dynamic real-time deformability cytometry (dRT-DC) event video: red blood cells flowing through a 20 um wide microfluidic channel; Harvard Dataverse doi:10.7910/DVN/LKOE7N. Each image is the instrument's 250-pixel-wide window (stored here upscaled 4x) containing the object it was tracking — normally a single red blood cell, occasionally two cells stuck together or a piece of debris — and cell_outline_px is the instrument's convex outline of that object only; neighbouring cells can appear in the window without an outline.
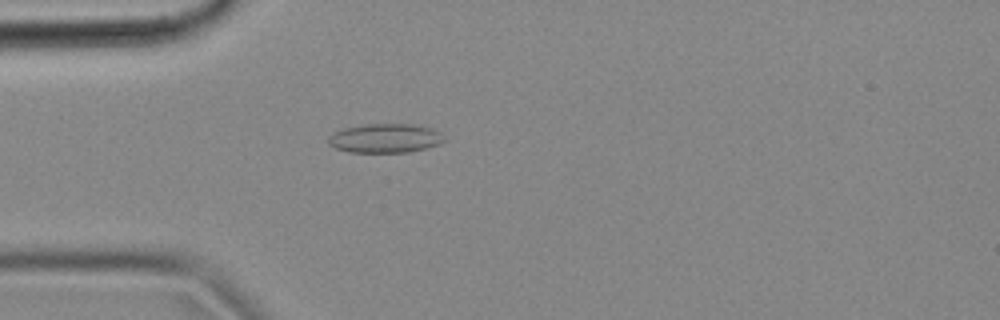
{"species": "common noctule bat (a hibernating species)", "species_latin": "Nyctalus noctula", "temperature_condition": "cold", "stored_images_in_passage": 53, "camera_frame_rate_fps": 3000, "um_per_image_px": 0.085, "animal": {"sex": "female", "body_mass_g": 18.4}, "frame": {"image": 1, "passage_image": 14, "time_ms": 4.333, "image_size_px": [1000, 320], "cell_outline_px": [[448, 140], [440, 144], [408, 152], [348, 152], [336, 148], [328, 144], [328, 136], [344, 128], [368, 124], [420, 124], [440, 132]], "centroid_in_image_um": [32.78, 11.75], "position_along_channel_um": 52.2, "area_um2": 19.71}}
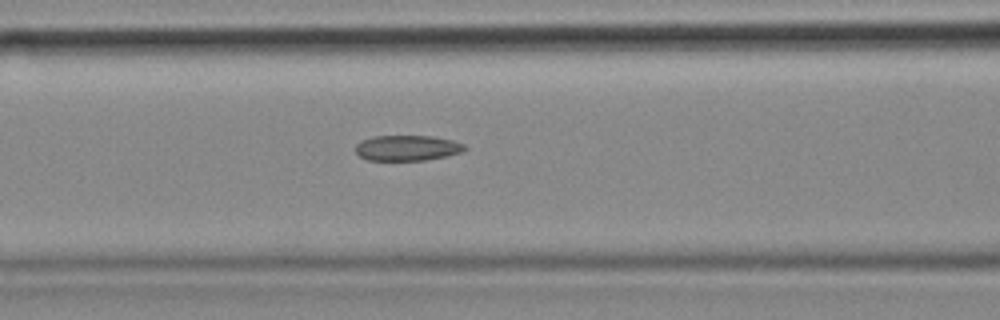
{"frame": {"image": 2, "passage_image": 21, "time_ms": 6.667, "image_size_px": [1000, 320], "cell_outline_px": [[468, 148], [460, 152], [448, 156], [424, 160], [368, 160], [360, 156], [356, 152], [356, 144], [372, 136], [432, 136], [452, 140], [464, 144]], "centroid_in_image_um": [34.63, 12.57], "position_along_channel_um": 132.0, "area_um2": 16.13}}
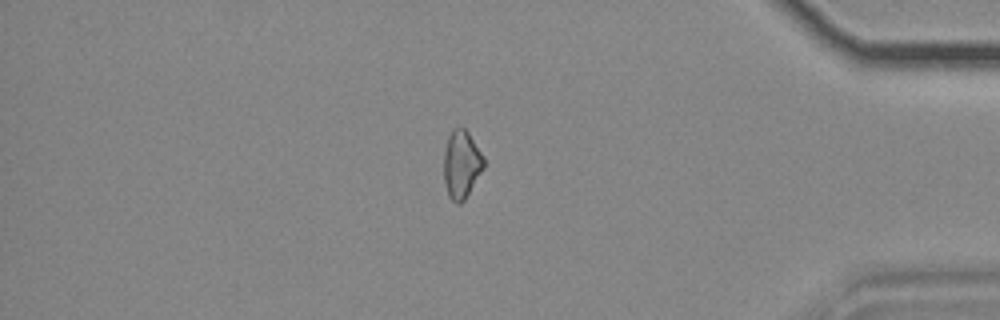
{"frame": {"image": 3, "passage_image": 45, "time_ms": 14.667, "image_size_px": [1000, 320], "cell_outline_px": [[484, 168], [464, 200], [460, 204], [456, 204], [448, 196], [444, 184], [444, 152], [448, 136], [452, 128], [464, 128], [468, 132], [484, 156]], "centroid_in_image_um": [39.22, 13.98], "position_along_channel_um": 396.0, "area_um2": 15.9}, "authors_computed_cell_mechanics": {"area_um2": 16.762, "velocity_mm_per_s": 3.7202, "shape_relaxation_time_tau1_ms": null, "shape_relaxation_time_tau2_ms": 6.4709, "deformation_change_tau1": null, "deformation_change_tau2": 0.1372}}